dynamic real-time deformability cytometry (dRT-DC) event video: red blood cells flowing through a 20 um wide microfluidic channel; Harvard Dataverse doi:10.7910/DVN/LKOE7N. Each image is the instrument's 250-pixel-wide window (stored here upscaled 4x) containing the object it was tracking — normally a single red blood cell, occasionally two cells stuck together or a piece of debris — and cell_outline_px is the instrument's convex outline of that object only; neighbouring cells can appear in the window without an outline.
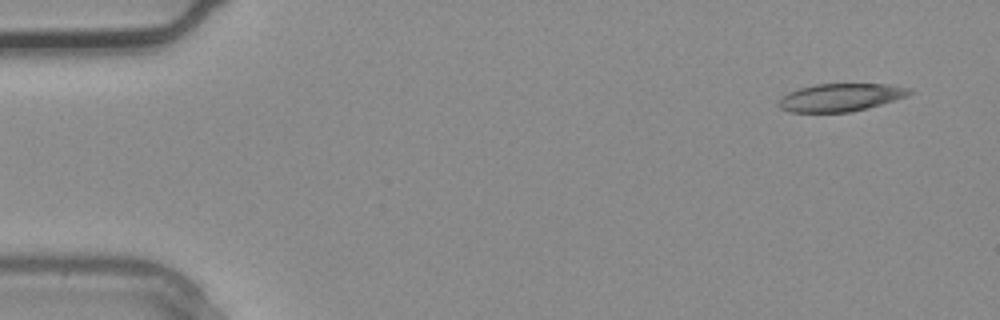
{"species": "common noctule bat (a hibernating species)", "species_latin": "Nyctalus noctula", "temperature_condition": "warm", "stored_images_in_passage": 4, "camera_frame_rate_fps": 3000, "um_per_image_px": 0.085, "animal": {"sex": "male", "body_mass_g": 20.4}, "frame": {"image": 1, "passage_image": 1, "time_ms": 0.0, "image_size_px": [1000, 320], "cell_outline_px": [[912, 92], [908, 96], [868, 108], [848, 112], [788, 112], [780, 108], [776, 104], [788, 92], [800, 88], [816, 84], [888, 84], [912, 88]], "centroid_in_image_um": [71.46, 8.28], "position_along_channel_um": 13.5, "area_um2": 21.21}}